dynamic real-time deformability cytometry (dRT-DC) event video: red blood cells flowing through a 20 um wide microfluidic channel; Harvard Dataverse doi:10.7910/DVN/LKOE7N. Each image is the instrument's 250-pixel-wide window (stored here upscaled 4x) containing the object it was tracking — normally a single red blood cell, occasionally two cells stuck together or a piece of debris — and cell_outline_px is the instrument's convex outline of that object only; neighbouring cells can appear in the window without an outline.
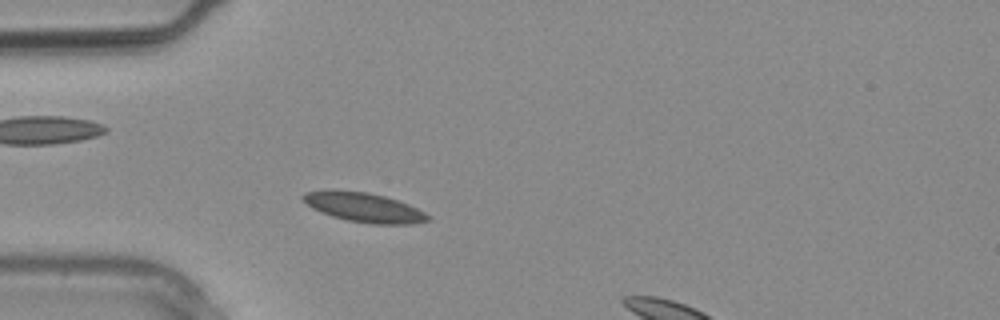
{"species": "common noctule bat (a hibernating species)", "species_latin": "Nyctalus noctula", "temperature_condition": "warm", "stored_images_in_passage": 4, "camera_frame_rate_fps": 3000, "um_per_image_px": 0.085, "animal": {"sex": "male", "body_mass_g": 20.4}, "frame": {"image": 1, "passage_image": 3, "time_ms": 0.667, "image_size_px": [1000, 320], "cell_outline_px": [[432, 220], [412, 224], [372, 224], [348, 220], [332, 216], [320, 212], [312, 208], [300, 196], [304, 192], [328, 188], [368, 192], [384, 196], [408, 204], [432, 216]], "centroid_in_image_um": [30.91, 17.61], "position_along_channel_um": 54.1, "area_um2": 21.73}}